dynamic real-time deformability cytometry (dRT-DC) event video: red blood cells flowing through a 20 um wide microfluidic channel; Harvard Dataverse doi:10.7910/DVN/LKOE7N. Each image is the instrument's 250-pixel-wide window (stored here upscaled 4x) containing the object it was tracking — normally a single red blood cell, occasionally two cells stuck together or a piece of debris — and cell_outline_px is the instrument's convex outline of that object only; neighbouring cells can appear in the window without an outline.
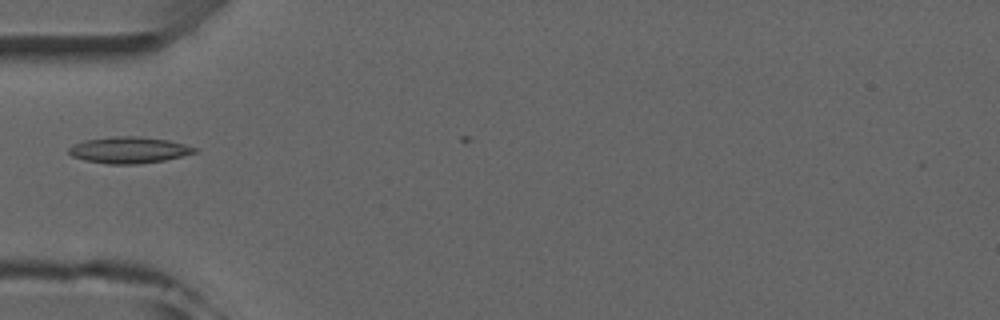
{"species": "common noctule bat (a hibernating species)", "species_latin": "Nyctalus noctula", "temperature_condition": "room temperature", "stored_images_in_passage": 5, "camera_frame_rate_fps": 3000, "um_per_image_px": 0.085, "animal": {"sex": "male", "forearm_length_mm": 52.5}, "frame": {"image": 1, "passage_image": 5, "time_ms": 5.333, "image_size_px": [1000, 320], "cell_outline_px": [[196, 152], [164, 160], [136, 164], [108, 164], [84, 160], [72, 156], [68, 152], [68, 148], [84, 140], [116, 136], [136, 136], [168, 140], [184, 144], [196, 148]], "centroid_in_image_um": [10.93, 12.75], "position_along_channel_um": 74.1, "area_um2": 19.07}}